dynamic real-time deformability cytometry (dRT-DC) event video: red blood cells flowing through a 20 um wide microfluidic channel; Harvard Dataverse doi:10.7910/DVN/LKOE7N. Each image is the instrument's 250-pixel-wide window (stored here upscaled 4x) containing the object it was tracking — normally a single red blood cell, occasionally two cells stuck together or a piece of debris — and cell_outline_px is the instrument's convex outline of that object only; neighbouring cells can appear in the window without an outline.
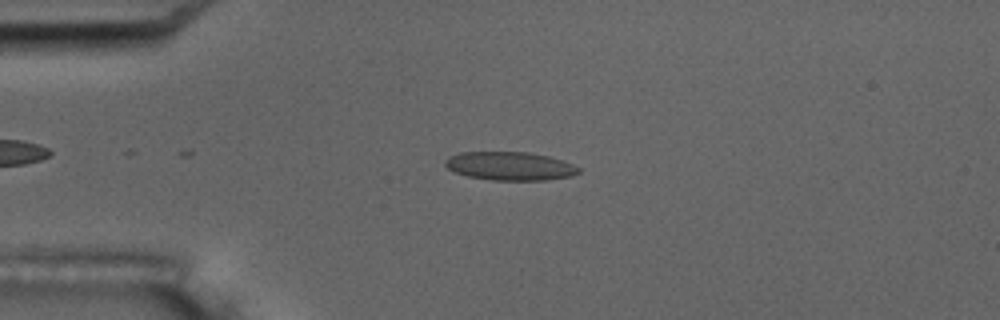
{"species": "common noctule bat (a hibernating species)", "species_latin": "Nyctalus noctula", "temperature_condition": "room temperature", "stored_images_in_passage": 11, "camera_frame_rate_fps": 3000, "um_per_image_px": 0.085, "animal": {"sex": "male", "body_mass_g": 17.5, "forearm_length_mm": 52.3}, "frame": {"image": 1, "passage_image": 4, "time_ms": 3.333, "image_size_px": [1000, 320], "cell_outline_px": [[580, 172], [572, 176], [548, 180], [492, 180], [468, 176], [456, 172], [448, 168], [444, 164], [444, 160], [448, 156], [460, 152], [528, 152], [548, 156], [572, 164], [580, 168]], "centroid_in_image_um": [43.34, 14.11], "position_along_channel_um": 41.7, "area_um2": 22.14}}
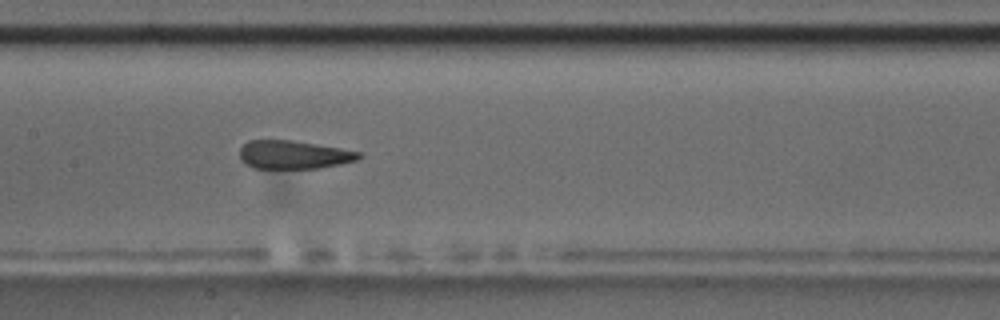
{"frame": {"image": 2, "passage_image": 8, "time_ms": 8.0, "image_size_px": [1000, 320], "cell_outline_px": [[364, 156], [356, 160], [340, 164], [316, 168], [252, 168], [244, 164], [240, 160], [240, 148], [248, 140], [292, 140], [340, 148], [360, 152]], "centroid_in_image_um": [24.93, 13.15], "position_along_channel_um": 182.5, "area_um2": 19.71}}